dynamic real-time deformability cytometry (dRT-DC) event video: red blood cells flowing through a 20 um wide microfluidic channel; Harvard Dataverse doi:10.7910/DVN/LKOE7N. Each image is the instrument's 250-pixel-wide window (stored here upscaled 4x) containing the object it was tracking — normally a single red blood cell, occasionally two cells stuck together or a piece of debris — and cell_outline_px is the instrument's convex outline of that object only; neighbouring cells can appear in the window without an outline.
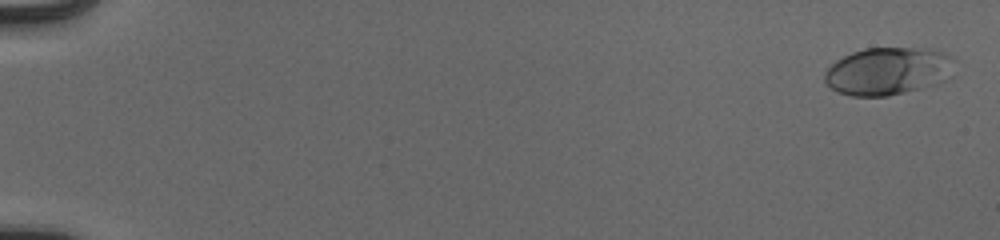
{"species": "human", "species_latin": "Homo sapiens", "temperature_condition": "cold", "stored_images_in_passage": 55, "camera_frame_rate_fps": 3000, "um_per_image_px": 0.085, "donor": {"sex": "male"}, "frame": {"image": 1, "passage_image": 2, "time_ms": 0.333, "image_size_px": [1000, 240], "cell_outline_px": [[956, 60], [944, 80], [904, 92], [888, 96], [852, 96], [836, 92], [824, 80], [824, 72], [836, 60], [852, 52], [864, 48], [912, 48], [944, 52], [952, 56]], "centroid_in_image_um": [75.41, 6.04], "position_along_channel_um": 9.6, "area_um2": 35.55}}
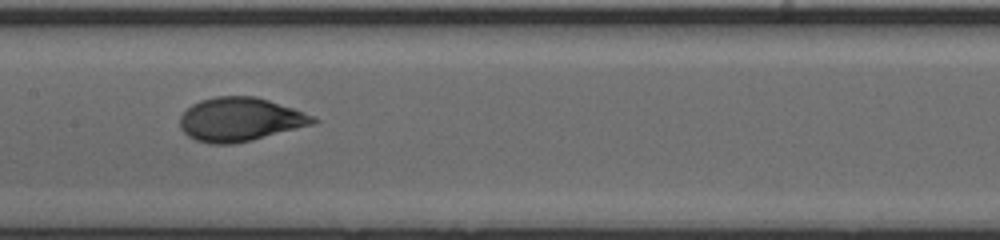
{"frame": {"image": 2, "passage_image": 30, "time_ms": 9.667, "image_size_px": [1000, 240], "cell_outline_px": [[320, 120], [316, 124], [236, 144], [208, 144], [196, 140], [188, 136], [180, 128], [180, 116], [192, 104], [200, 100], [216, 96], [256, 96], [292, 108], [312, 116]], "centroid_in_image_um": [20.4, 10.16], "position_along_channel_um": 187.0, "area_um2": 33.99}}
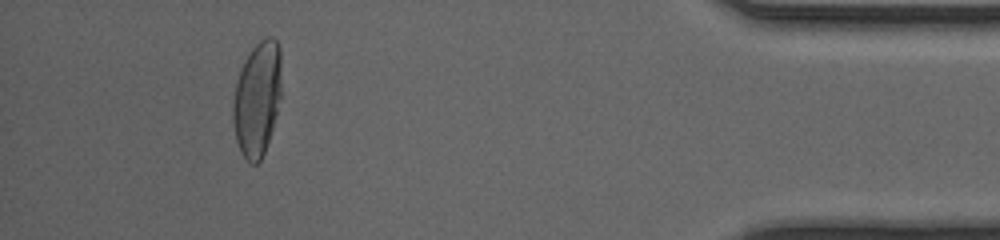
{"frame": {"image": 3, "passage_image": 51, "time_ms": 16.667, "image_size_px": [1000, 240], "cell_outline_px": [[280, 96], [272, 128], [264, 152], [260, 160], [256, 164], [252, 164], [240, 152], [236, 140], [232, 120], [232, 104], [236, 80], [240, 68], [244, 60], [252, 48], [260, 40], [268, 36], [272, 36], [276, 40], [280, 48]], "centroid_in_image_um": [21.83, 8.37], "position_along_channel_um": 413.4, "area_um2": 32.25}, "authors_computed_cell_mechanics": {"area_um2": 33.4662, "velocity_mm_per_s": 3.9274, "shape_relaxation_time_tau1_ms": 5.3912, "shape_relaxation_time_tau2_ms": null, "deformation_change_tau1": 0.2303, "deformation_change_tau2": null}}